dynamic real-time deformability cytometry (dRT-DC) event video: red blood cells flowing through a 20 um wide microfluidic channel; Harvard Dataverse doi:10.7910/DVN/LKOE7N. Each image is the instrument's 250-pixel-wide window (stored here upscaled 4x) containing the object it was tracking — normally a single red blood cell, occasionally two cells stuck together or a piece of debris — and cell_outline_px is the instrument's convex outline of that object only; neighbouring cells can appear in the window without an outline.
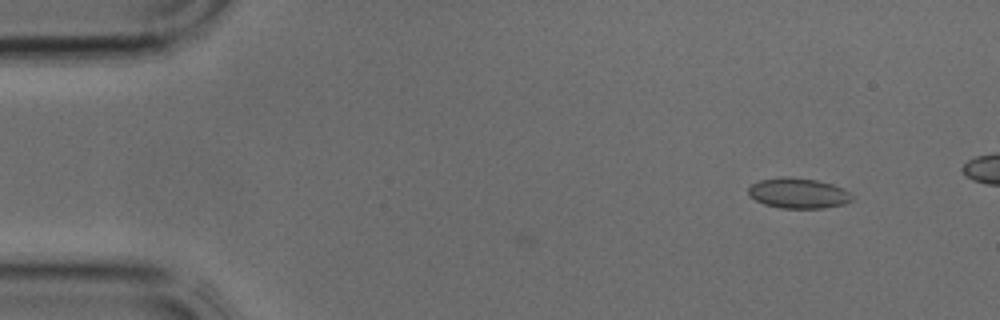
{"species": "common noctule bat (a hibernating species)", "species_latin": "Nyctalus noctula", "temperature_condition": "cold", "stored_images_in_passage": 4, "camera_frame_rate_fps": 3000, "um_per_image_px": 0.085, "animal": {"sex": "male", "body_mass_g": 17.9, "forearm_length_mm": 54.2}, "frame": {"image": 1, "passage_image": 4, "time_ms": 1.0, "image_size_px": [1000, 320], "cell_outline_px": [[852, 200], [844, 204], [824, 208], [780, 208], [764, 204], [756, 200], [748, 192], [748, 188], [752, 184], [760, 180], [784, 176], [816, 180], [832, 184], [844, 188], [852, 196]], "centroid_in_image_um": [67.86, 16.42], "position_along_channel_um": 17.1, "area_um2": 18.21}}